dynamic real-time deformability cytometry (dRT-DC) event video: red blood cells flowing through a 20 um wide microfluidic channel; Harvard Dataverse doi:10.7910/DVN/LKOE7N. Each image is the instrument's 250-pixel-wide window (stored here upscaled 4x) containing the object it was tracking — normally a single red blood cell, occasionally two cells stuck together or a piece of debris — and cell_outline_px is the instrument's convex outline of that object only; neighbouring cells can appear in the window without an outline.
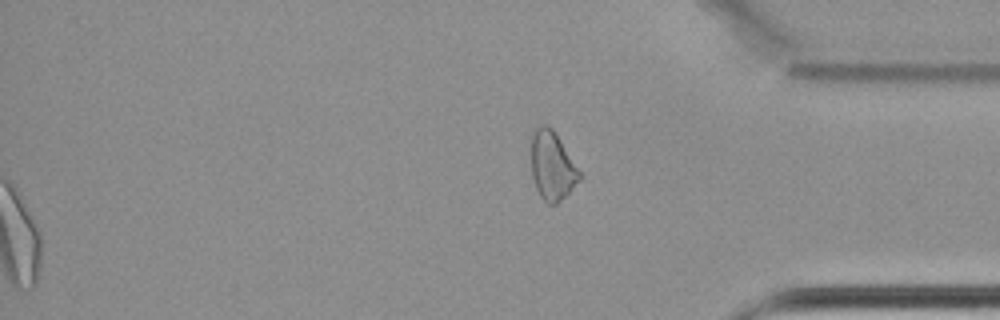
{"species": "common noctule bat (a hibernating species)", "species_latin": "Nyctalus noctula", "temperature_condition": "cold", "stored_images_in_passage": 45, "segment_of_instrument_passage": [2, 2], "camera_frame_rate_fps": 3000, "um_per_image_px": 0.085, "animal": {"sex": "female", "body_mass_g": 22.7, "forearm_length_mm": 54.2}, "frame": {"image": 1, "passage_image": 45, "time_ms": 14.667, "image_size_px": [1000, 320], "cell_outline_px": [[584, 176], [556, 204], [548, 204], [540, 196], [536, 188], [532, 176], [532, 132], [540, 124], [548, 124], [552, 128]], "centroid_in_image_um": [46.95, 14.08], "position_along_channel_um": 388.3, "area_um2": 19.25}}